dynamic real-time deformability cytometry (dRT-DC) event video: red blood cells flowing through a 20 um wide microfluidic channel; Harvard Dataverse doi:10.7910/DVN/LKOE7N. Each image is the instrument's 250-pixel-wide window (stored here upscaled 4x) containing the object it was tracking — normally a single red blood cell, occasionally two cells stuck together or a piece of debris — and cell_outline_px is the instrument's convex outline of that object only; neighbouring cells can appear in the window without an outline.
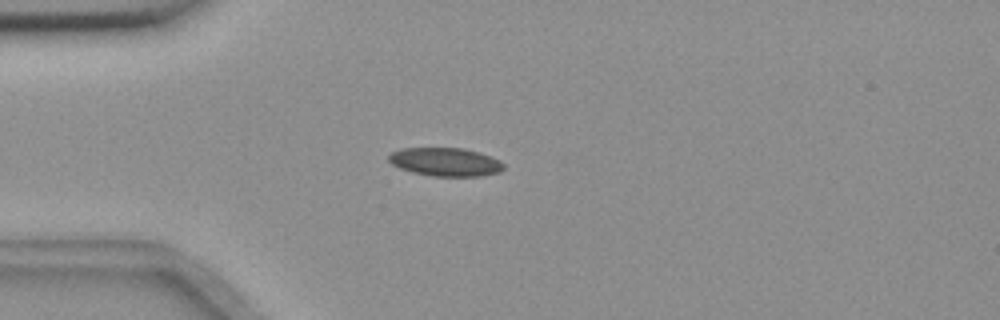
{"species": "common noctule bat (a hibernating species)", "species_latin": "Nyctalus noctula", "temperature_condition": "room temperature", "stored_images_in_passage": 43, "camera_frame_rate_fps": 3000, "um_per_image_px": 0.085, "animal": {"sex": "female", "body_mass_g": 18.4}, "frame": {"image": 1, "passage_image": 2, "time_ms": 0.333, "image_size_px": [1000, 320], "cell_outline_px": [[504, 168], [500, 172], [480, 176], [432, 176], [412, 172], [400, 168], [392, 164], [388, 160], [388, 156], [392, 152], [400, 148], [464, 148], [480, 152], [500, 160], [504, 164]], "centroid_in_image_um": [37.87, 13.76], "position_along_channel_um": 47.1, "area_um2": 19.13}}
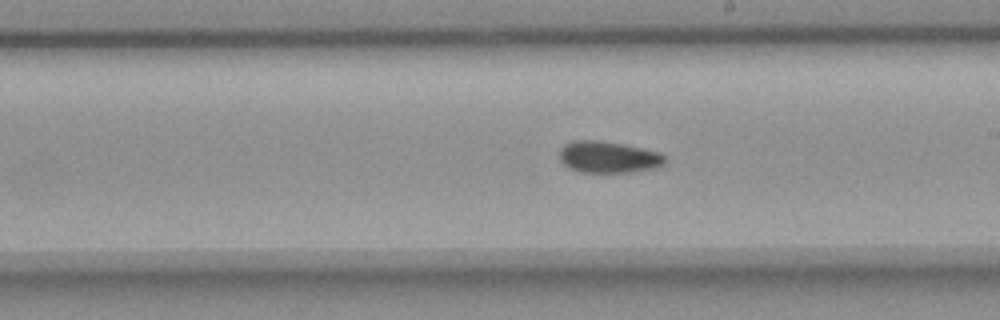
{"frame": {"image": 2, "passage_image": 19, "time_ms": 6.0, "image_size_px": [1000, 320], "cell_outline_px": [[664, 164], [656, 168], [632, 172], [580, 172], [568, 168], [560, 160], [560, 148], [564, 144], [572, 140], [600, 140], [624, 144], [660, 152], [664, 156]], "centroid_in_image_um": [51.69, 13.34], "position_along_channel_um": 237.3, "area_um2": 19.59}}
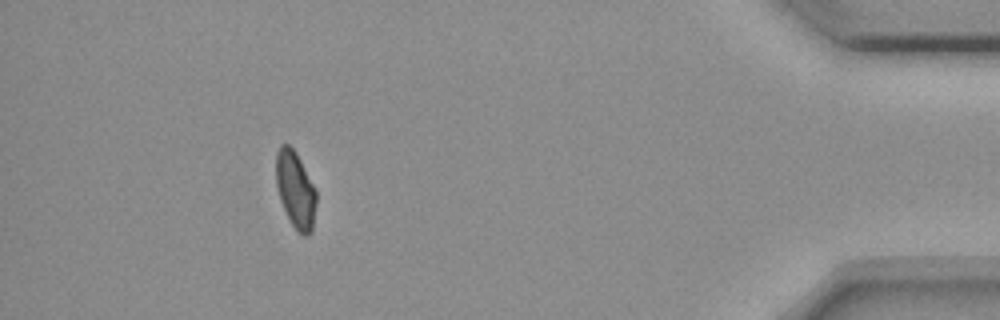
{"frame": {"image": 3, "passage_image": 38, "time_ms": 12.333, "image_size_px": [1000, 320], "cell_outline_px": [[316, 204], [312, 232], [304, 236], [292, 224], [280, 200], [276, 184], [276, 152], [280, 144], [288, 144], [296, 152], [316, 192]], "centroid_in_image_um": [25.1, 16.11], "position_along_channel_um": 410.1, "area_um2": 17.69}, "authors_computed_cell_mechanics": {"area_um2": 18.8428, "velocity_mm_per_s": 3.6294, "shape_relaxation_time_tau1_ms": 4.0731, "shape_relaxation_time_tau2_ms": 10.5873, "deformation_change_tau1": 0.0835, "deformation_change_tau2": 0.1194}}